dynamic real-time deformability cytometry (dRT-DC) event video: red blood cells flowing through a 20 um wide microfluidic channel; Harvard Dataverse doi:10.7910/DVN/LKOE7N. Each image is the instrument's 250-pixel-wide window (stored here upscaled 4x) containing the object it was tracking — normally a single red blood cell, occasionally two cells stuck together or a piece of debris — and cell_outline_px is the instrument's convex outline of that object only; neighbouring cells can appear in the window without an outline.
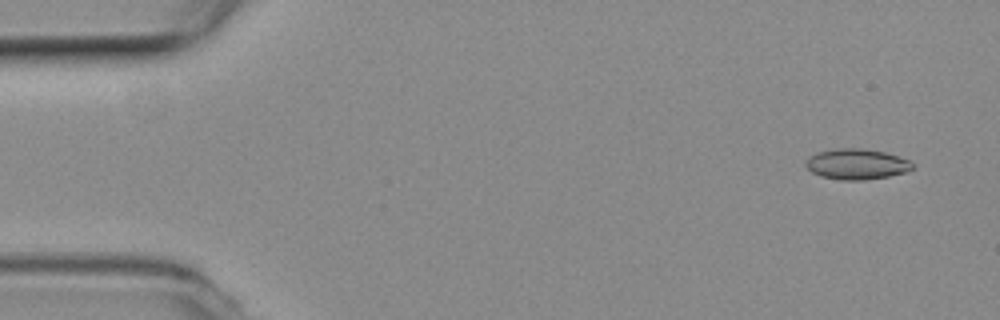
{"species": "common noctule bat (a hibernating species)", "species_latin": "Nyctalus noctula", "temperature_condition": "room temperature", "stored_images_in_passage": 54, "segment_of_instrument_passage": [1, 2], "camera_frame_rate_fps": 3000, "um_per_image_px": 0.085, "animal": {"sex": "female", "body_mass_g": 19.3, "forearm_length_mm": 54.1}, "frame": {"image": 1, "passage_image": 3, "time_ms": 0.667, "image_size_px": [1000, 320], "cell_outline_px": [[916, 164], [908, 172], [888, 176], [864, 180], [840, 180], [820, 176], [812, 172], [804, 164], [808, 156], [816, 152], [836, 148], [864, 148], [884, 152], [908, 160]], "centroid_in_image_um": [72.79, 13.95], "position_along_channel_um": 12.2, "area_um2": 19.19}}
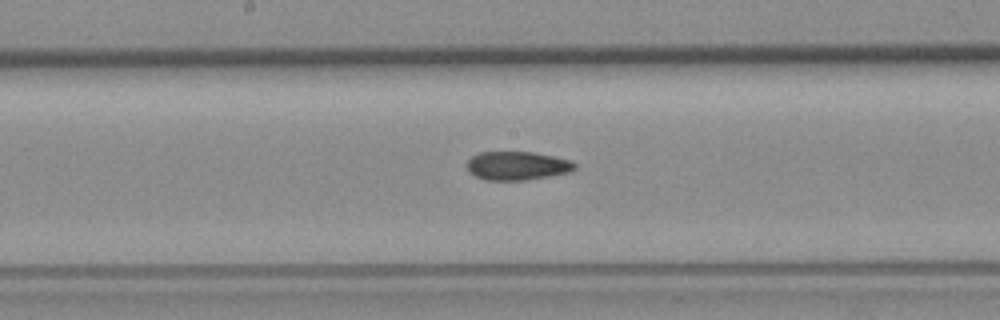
{"frame": {"image": 2, "passage_image": 27, "time_ms": 8.667, "image_size_px": [1000, 320], "cell_outline_px": [[576, 168], [568, 172], [548, 176], [524, 180], [484, 180], [476, 176], [468, 168], [468, 160], [472, 156], [480, 152], [532, 152], [572, 160], [576, 164]], "centroid_in_image_um": [43.98, 14.08], "position_along_channel_um": 204.2, "area_um2": 17.74}}
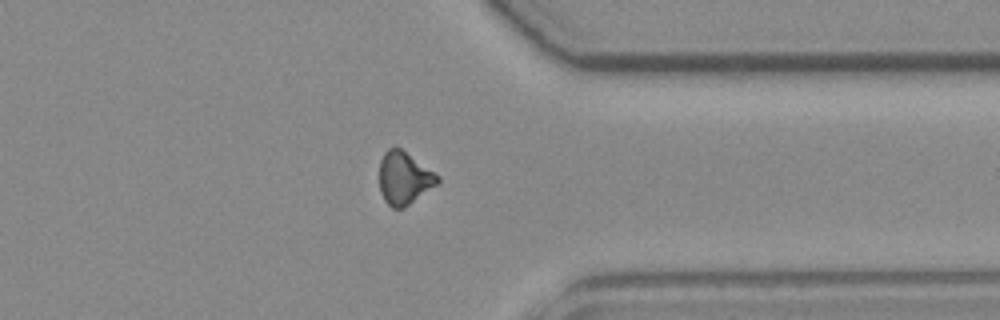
{"frame": {"image": 3, "passage_image": 41, "time_ms": 13.333, "image_size_px": [1000, 320], "cell_outline_px": [[440, 180], [436, 184], [404, 208], [392, 208], [384, 200], [380, 192], [380, 160], [384, 152], [388, 148], [400, 148], [440, 176]], "centroid_in_image_um": [34.33, 15.14], "position_along_channel_um": 377.1, "area_um2": 17.57}}